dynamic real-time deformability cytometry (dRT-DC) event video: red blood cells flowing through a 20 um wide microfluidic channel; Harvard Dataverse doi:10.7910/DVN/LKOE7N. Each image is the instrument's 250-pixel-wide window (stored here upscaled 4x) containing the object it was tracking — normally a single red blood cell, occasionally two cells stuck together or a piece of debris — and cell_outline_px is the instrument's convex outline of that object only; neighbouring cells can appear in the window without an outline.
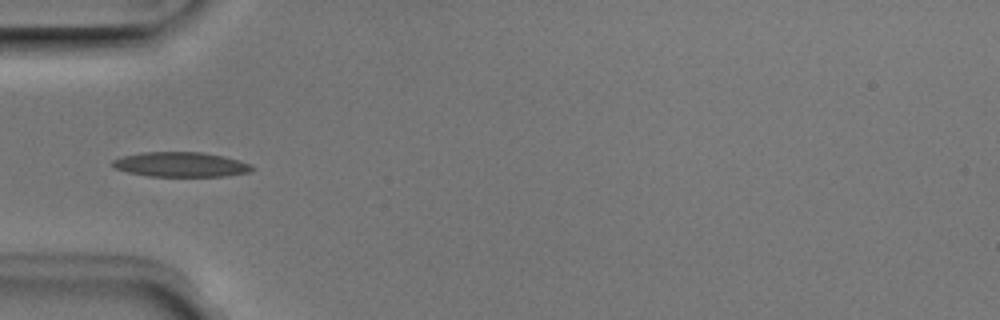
{"species": "Egyptian fruit bat (a non-hibernating species)", "species_latin": "Rousettus aegyptiacus", "temperature_condition": "room temperature", "stored_images_in_passage": 30, "camera_frame_rate_fps": 3000, "um_per_image_px": 0.085, "animal": {"sex": "male"}, "frame": {"image": 1, "passage_image": 1, "time_ms": 0.0, "image_size_px": [1000, 320], "cell_outline_px": [[256, 168], [252, 172], [224, 176], [148, 176], [128, 172], [116, 168], [112, 164], [112, 160], [124, 156], [144, 152], [204, 152], [224, 156], [240, 160], [252, 164]], "centroid_in_image_um": [15.45, 13.98], "position_along_channel_um": 69.5, "area_um2": 20.23}}
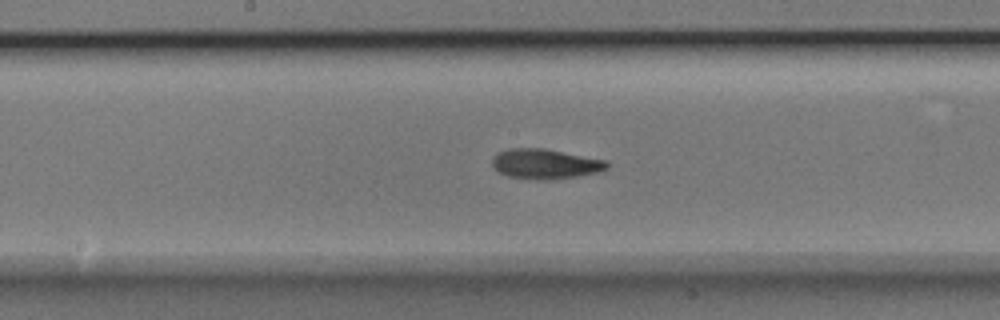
{"frame": {"image": 2, "passage_image": 11, "time_ms": 3.333, "image_size_px": [1000, 320], "cell_outline_px": [[612, 164], [608, 168], [596, 172], [576, 176], [544, 180], [508, 176], [500, 172], [492, 164], [492, 160], [496, 152], [508, 148], [544, 148], [608, 160]], "centroid_in_image_um": [46.37, 13.91], "position_along_channel_um": 201.8, "area_um2": 20.0}}
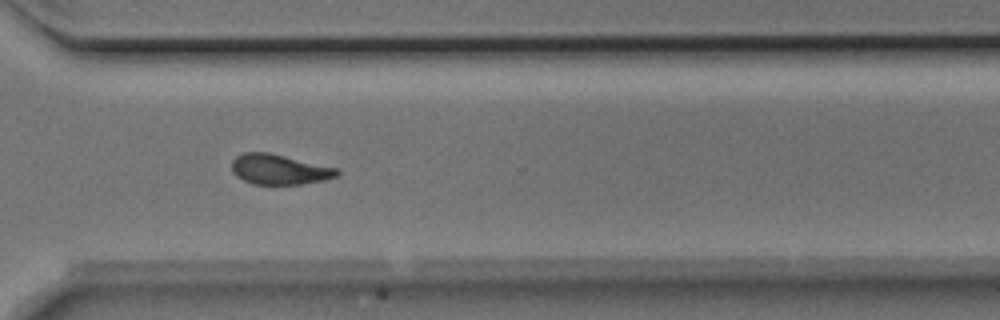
{"frame": {"image": 3, "passage_image": 22, "time_ms": 7.0, "image_size_px": [1000, 320], "cell_outline_px": [[340, 172], [336, 176], [324, 180], [300, 184], [252, 184], [236, 176], [232, 172], [232, 160], [236, 156], [244, 152], [268, 152], [336, 168]], "centroid_in_image_um": [23.69, 14.4], "position_along_channel_um": 346.9, "area_um2": 18.32}, "authors_computed_cell_mechanics": {"area_um2": 19.2763, "velocity_mm_per_s": 3.966, "shape_relaxation_time_tau1_ms": 2.4086, "shape_relaxation_time_tau2_ms": 2.3155, "deformation_change_tau1": 0.129, "deformation_change_tau2": 0.0795}}